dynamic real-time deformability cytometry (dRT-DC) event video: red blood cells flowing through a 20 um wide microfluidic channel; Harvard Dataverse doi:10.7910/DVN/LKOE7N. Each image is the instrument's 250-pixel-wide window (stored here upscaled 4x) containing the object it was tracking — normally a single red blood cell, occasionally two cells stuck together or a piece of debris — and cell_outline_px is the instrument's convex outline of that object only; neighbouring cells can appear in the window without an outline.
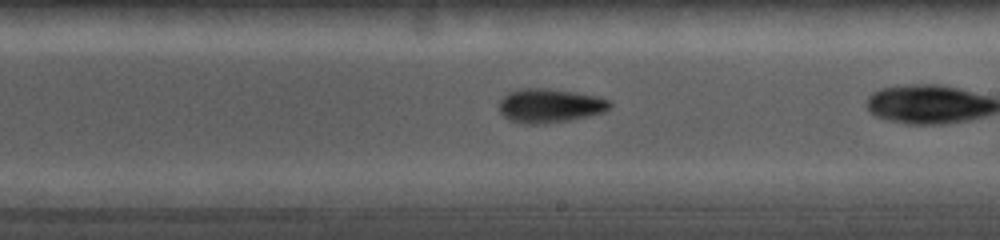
{"species": "common noctule bat (a hibernating species)", "species_latin": "Nyctalus noctula", "temperature_condition": "cold", "stored_images_in_passage": 19, "camera_frame_rate_fps": 5000, "um_per_image_px": 0.085, "animal": {"sex": "female", "body_mass_g": 19.0, "forearm_length_mm": 56.7}, "frame": {"image": 1, "passage_image": 11, "time_ms": 4.8, "image_size_px": [1000, 240], "cell_outline_px": [[612, 104], [604, 112], [588, 116], [568, 120], [540, 124], [524, 124], [508, 120], [500, 112], [500, 100], [508, 92], [524, 88], [544, 88], [576, 92], [596, 96], [608, 100]], "centroid_in_image_um": [46.71, 8.98], "position_along_channel_um": 242.3, "area_um2": 21.79}}